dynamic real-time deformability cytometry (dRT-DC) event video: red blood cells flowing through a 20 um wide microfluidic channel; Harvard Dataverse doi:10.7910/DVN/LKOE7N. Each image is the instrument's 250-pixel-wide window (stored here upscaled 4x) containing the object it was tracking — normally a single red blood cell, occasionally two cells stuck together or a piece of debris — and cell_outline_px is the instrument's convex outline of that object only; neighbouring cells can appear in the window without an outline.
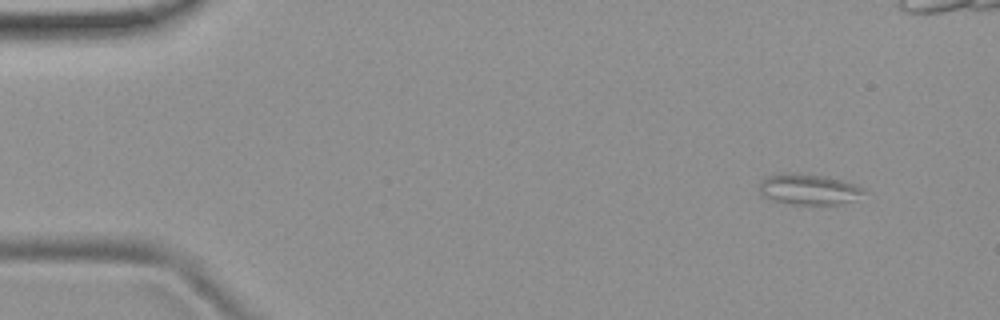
{"species": "common noctule bat (a hibernating species)", "species_latin": "Nyctalus noctula", "temperature_condition": "room temperature", "stored_images_in_passage": 4, "camera_frame_rate_fps": 3000, "um_per_image_px": 0.085, "animal": {"sex": "female", "body_mass_g": 19.9}, "frame": {"image": 1, "passage_image": 4, "time_ms": 1.0, "image_size_px": [1000, 320], "cell_outline_px": [[868, 192], [856, 200], [840, 204], [792, 204], [776, 200], [764, 196], [760, 192], [760, 180], [768, 176], [780, 172], [800, 172], [828, 176], [844, 180], [856, 184], [864, 188]], "centroid_in_image_um": [68.81, 16.06], "position_along_channel_um": 16.2, "area_um2": 19.19}}